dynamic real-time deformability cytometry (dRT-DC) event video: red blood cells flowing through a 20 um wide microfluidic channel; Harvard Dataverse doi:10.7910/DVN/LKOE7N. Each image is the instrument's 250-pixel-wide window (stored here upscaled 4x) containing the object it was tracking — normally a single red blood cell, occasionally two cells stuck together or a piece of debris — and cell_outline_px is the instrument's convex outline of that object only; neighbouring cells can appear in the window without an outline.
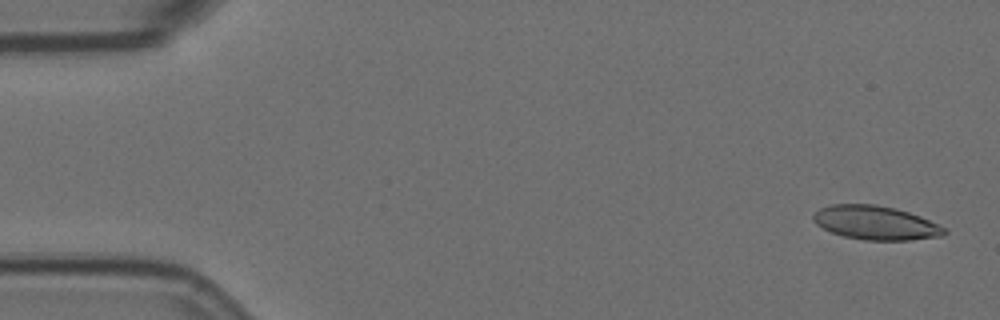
{"species": "Egyptian fruit bat (a non-hibernating species)", "species_latin": "Rousettus aegyptiacus", "temperature_condition": "room temperature", "stored_images_in_passage": 2, "camera_frame_rate_fps": 3000, "um_per_image_px": 0.085, "animal": {"sex": "female"}, "frame": {"image": 1, "passage_image": 2, "time_ms": 0.333, "image_size_px": [1000, 320], "cell_outline_px": [[948, 232], [944, 236], [912, 240], [864, 240], [844, 236], [832, 232], [816, 224], [812, 220], [812, 216], [820, 208], [832, 204], [876, 204], [896, 208], [920, 216], [948, 228]], "centroid_in_image_um": [74.48, 18.94], "position_along_channel_um": 10.5, "area_um2": 26.07}}